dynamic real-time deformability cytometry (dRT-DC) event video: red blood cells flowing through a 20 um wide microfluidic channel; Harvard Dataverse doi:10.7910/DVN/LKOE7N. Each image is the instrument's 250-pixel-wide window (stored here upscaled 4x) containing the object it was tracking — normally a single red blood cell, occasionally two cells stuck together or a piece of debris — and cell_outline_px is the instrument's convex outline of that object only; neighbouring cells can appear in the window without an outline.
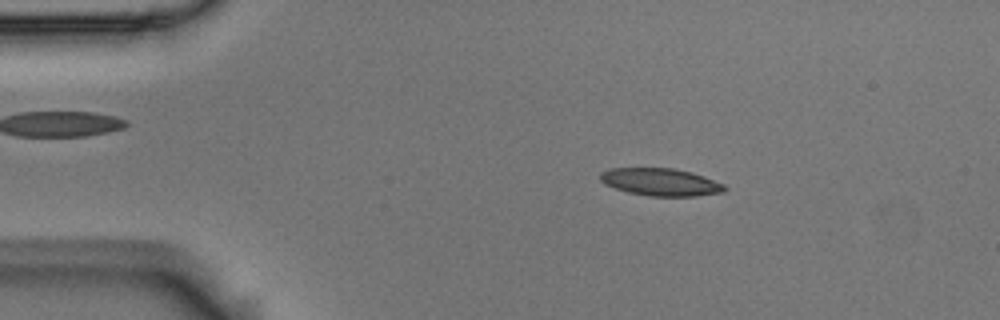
{"species": "Egyptian fruit bat (a non-hibernating species)", "species_latin": "Rousettus aegyptiacus", "temperature_condition": "room temperature", "stored_images_in_passage": 49, "camera_frame_rate_fps": 3000, "um_per_image_px": 0.085, "animal": {"sex": "male"}, "frame": {"image": 1, "passage_image": 4, "time_ms": 1.0, "image_size_px": [1000, 320], "cell_outline_px": [[728, 188], [724, 192], [696, 196], [648, 196], [628, 192], [604, 184], [600, 180], [600, 172], [612, 168], [672, 168], [692, 172], [704, 176], [724, 184]], "centroid_in_image_um": [56.17, 15.47], "position_along_channel_um": 28.8, "area_um2": 20.0}}
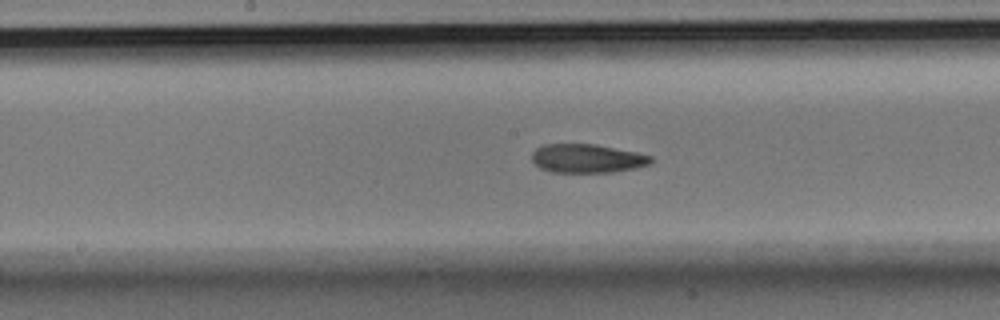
{"frame": {"image": 2, "passage_image": 22, "time_ms": 7.0, "image_size_px": [1000, 320], "cell_outline_px": [[652, 160], [648, 164], [636, 168], [612, 172], [552, 172], [540, 168], [532, 160], [532, 152], [536, 148], [544, 144], [596, 144], [636, 152], [652, 156]], "centroid_in_image_um": [49.89, 13.46], "position_along_channel_um": 198.3, "area_um2": 19.88}}
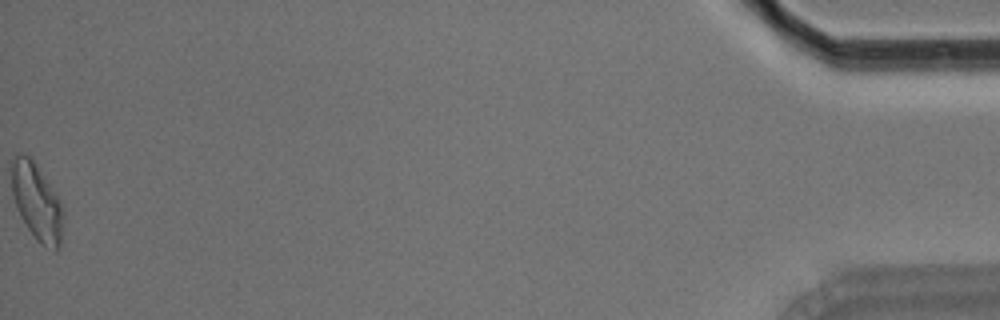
{"frame": {"image": 3, "passage_image": 49, "time_ms": 16.0, "image_size_px": [1000, 320], "cell_outline_px": [[64, 220], [60, 244], [56, 248], [40, 244], [36, 240], [20, 216], [16, 208], [12, 196], [12, 156], [16, 152], [20, 152], [28, 156], [36, 164], [60, 200], [64, 208]], "centroid_in_image_um": [3.12, 17.13], "position_along_channel_um": 432.1, "area_um2": 23.12}, "authors_computed_cell_mechanics": {"area_um2": 20.5768, "velocity_mm_per_s": 3.7131, "shape_relaxation_time_tau1_ms": null, "shape_relaxation_time_tau2_ms": 4.462, "deformation_change_tau1": null, "deformation_change_tau2": 0.1247}}